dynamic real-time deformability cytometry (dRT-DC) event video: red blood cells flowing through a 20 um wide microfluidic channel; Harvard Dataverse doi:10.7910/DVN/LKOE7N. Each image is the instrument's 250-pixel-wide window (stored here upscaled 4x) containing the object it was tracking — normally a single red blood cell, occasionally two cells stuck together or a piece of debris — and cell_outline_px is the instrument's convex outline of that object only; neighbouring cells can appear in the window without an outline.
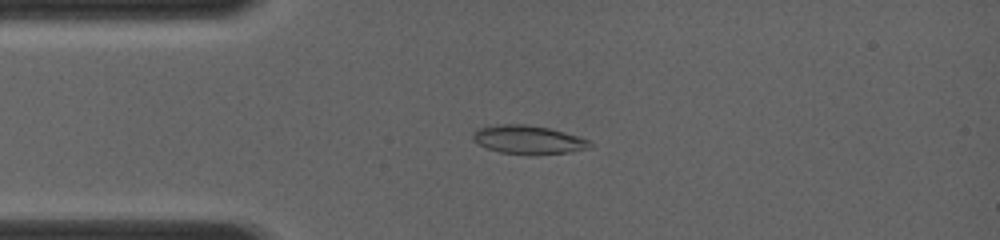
{"species": "common noctule bat (a hibernating species)", "species_latin": "Nyctalus noctula", "temperature_condition": "room temperature", "stored_images_in_passage": 18, "camera_frame_rate_fps": 4000, "um_per_image_px": 0.085, "animal": {"sex": "female", "body_mass_g": 19.0, "forearm_length_mm": 56.7}, "frame": {"image": 1, "passage_image": 6, "time_ms": 2.75, "image_size_px": [1000, 240], "cell_outline_px": [[592, 144], [588, 148], [568, 152], [500, 152], [488, 148], [480, 144], [472, 136], [472, 132], [476, 128], [496, 124], [528, 124], [548, 128], [564, 132], [588, 140]], "centroid_in_image_um": [44.85, 11.82], "position_along_channel_um": 40.2, "area_um2": 18.55}}
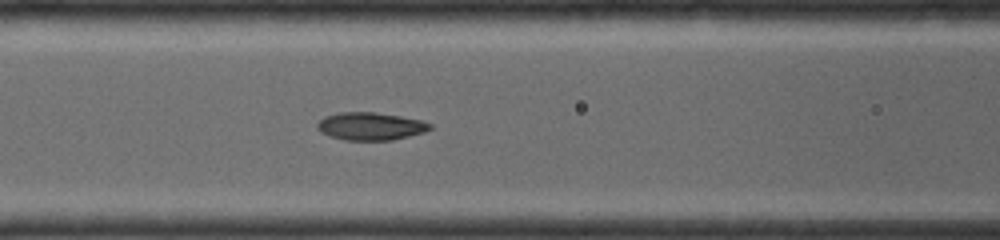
{"frame": {"image": 2, "passage_image": 12, "time_ms": 5.25, "image_size_px": [1000, 240], "cell_outline_px": [[432, 128], [420, 132], [392, 140], [348, 140], [332, 136], [316, 128], [316, 124], [324, 116], [336, 112], [376, 112], [400, 116], [420, 120], [432, 124]], "centroid_in_image_um": [31.46, 10.71], "position_along_channel_um": 135.1, "area_um2": 17.92}}
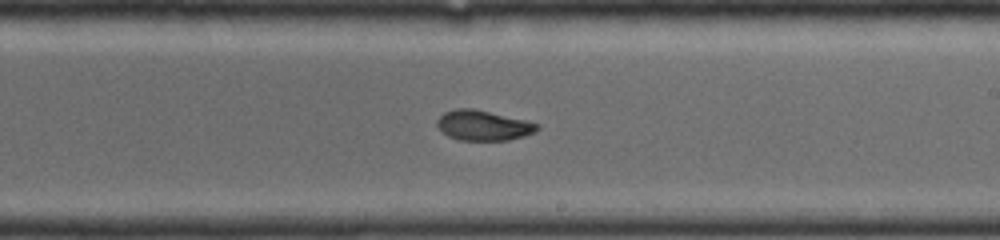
{"frame": {"image": 3, "passage_image": 18, "time_ms": 7.75, "image_size_px": [1000, 240], "cell_outline_px": [[540, 128], [524, 136], [508, 140], [460, 140], [448, 136], [436, 124], [436, 120], [444, 112], [456, 108], [472, 108], [524, 120], [540, 124]], "centroid_in_image_um": [41.06, 10.66], "position_along_channel_um": 247.9, "area_um2": 17.34}}